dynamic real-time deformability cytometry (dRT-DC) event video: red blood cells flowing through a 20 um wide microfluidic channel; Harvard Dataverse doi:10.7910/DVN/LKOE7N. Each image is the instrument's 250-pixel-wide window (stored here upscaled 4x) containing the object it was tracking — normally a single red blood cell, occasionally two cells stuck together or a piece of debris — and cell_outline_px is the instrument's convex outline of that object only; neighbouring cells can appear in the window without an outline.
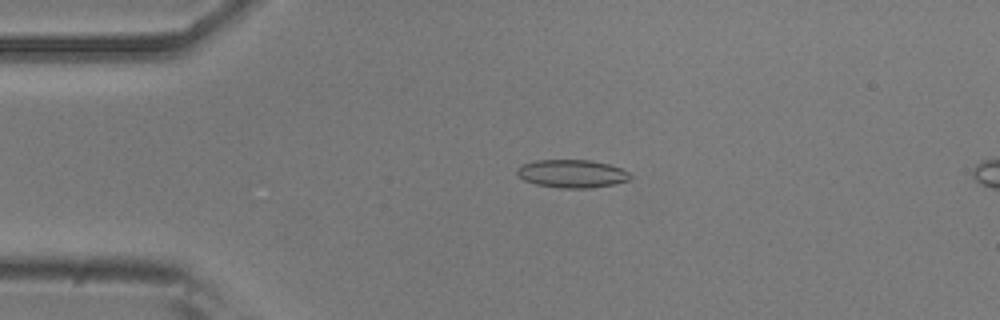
{"species": "common noctule bat (a hibernating species)", "species_latin": "Nyctalus noctula", "temperature_condition": "room temperature", "stored_images_in_passage": 16, "camera_frame_rate_fps": 3000, "um_per_image_px": 0.085, "animal": {"sex": "male", "body_mass_g": 20.5, "forearm_length_mm": 52.5}, "frame": {"image": 1, "passage_image": 12, "time_ms": 3.667, "image_size_px": [1000, 320], "cell_outline_px": [[632, 176], [628, 180], [616, 184], [588, 188], [560, 188], [536, 184], [524, 180], [516, 172], [516, 168], [520, 164], [536, 160], [592, 160], [608, 164], [620, 168], [628, 172]], "centroid_in_image_um": [48.6, 14.76], "position_along_channel_um": 36.4, "area_um2": 18.55}}